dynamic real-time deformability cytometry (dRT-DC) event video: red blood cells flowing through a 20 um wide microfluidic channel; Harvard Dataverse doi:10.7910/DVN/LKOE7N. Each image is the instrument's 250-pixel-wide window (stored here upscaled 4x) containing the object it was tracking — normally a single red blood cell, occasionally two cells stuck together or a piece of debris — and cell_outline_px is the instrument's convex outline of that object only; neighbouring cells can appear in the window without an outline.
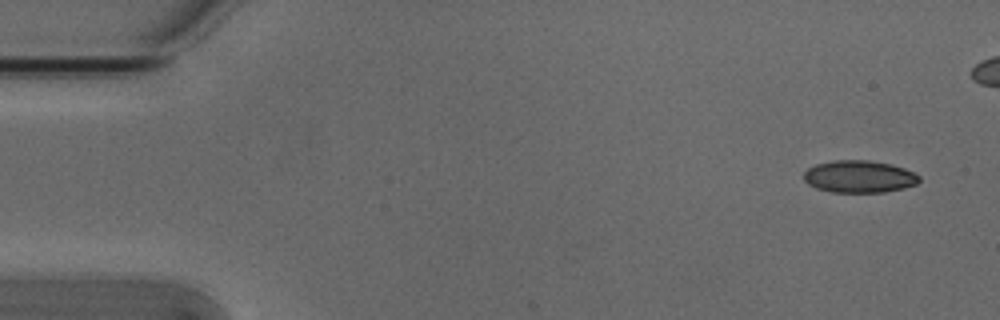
{"species": "Egyptian fruit bat (a non-hibernating species)", "species_latin": "Rousettus aegyptiacus", "temperature_condition": "cold", "stored_images_in_passage": 5, "camera_frame_rate_fps": 3000, "um_per_image_px": 0.085, "animal": {"sex": "male"}, "frame": {"image": 1, "passage_image": 1, "time_ms": 0.0, "image_size_px": [1000, 320], "cell_outline_px": [[920, 180], [916, 184], [904, 188], [884, 192], [832, 192], [816, 188], [808, 184], [804, 180], [804, 172], [808, 168], [816, 164], [832, 160], [868, 160], [892, 164], [904, 168], [920, 176]], "centroid_in_image_um": [73.02, 15.0], "position_along_channel_um": 12.0, "area_um2": 21.73}}